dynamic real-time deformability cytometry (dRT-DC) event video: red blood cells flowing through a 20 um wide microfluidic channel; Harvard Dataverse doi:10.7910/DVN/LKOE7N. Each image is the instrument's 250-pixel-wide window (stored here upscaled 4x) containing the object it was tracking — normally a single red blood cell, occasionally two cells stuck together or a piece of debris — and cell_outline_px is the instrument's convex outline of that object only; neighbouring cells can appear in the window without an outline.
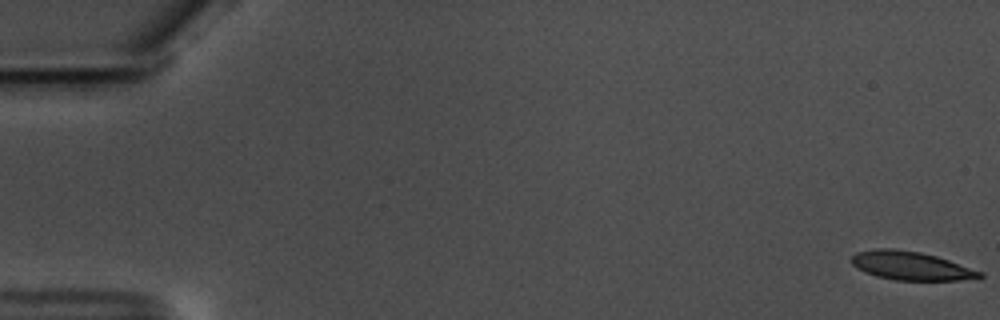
{"species": "common noctule bat (a hibernating species)", "species_latin": "Nyctalus noctula", "temperature_condition": "warm", "stored_images_in_passage": 14, "camera_frame_rate_fps": 3000, "um_per_image_px": 0.085, "animal": {"sex": "male", "body_mass_g": 17.5, "forearm_length_mm": 52.3}, "frame": {"image": 1, "passage_image": 1, "time_ms": 0.0, "image_size_px": [1000, 320], "cell_outline_px": [[984, 276], [960, 280], [896, 280], [876, 276], [856, 268], [852, 264], [852, 256], [856, 252], [876, 248], [892, 248], [920, 252], [936, 256], [984, 272]], "centroid_in_image_um": [77.41, 22.58], "position_along_channel_um": 7.6, "area_um2": 21.21}}